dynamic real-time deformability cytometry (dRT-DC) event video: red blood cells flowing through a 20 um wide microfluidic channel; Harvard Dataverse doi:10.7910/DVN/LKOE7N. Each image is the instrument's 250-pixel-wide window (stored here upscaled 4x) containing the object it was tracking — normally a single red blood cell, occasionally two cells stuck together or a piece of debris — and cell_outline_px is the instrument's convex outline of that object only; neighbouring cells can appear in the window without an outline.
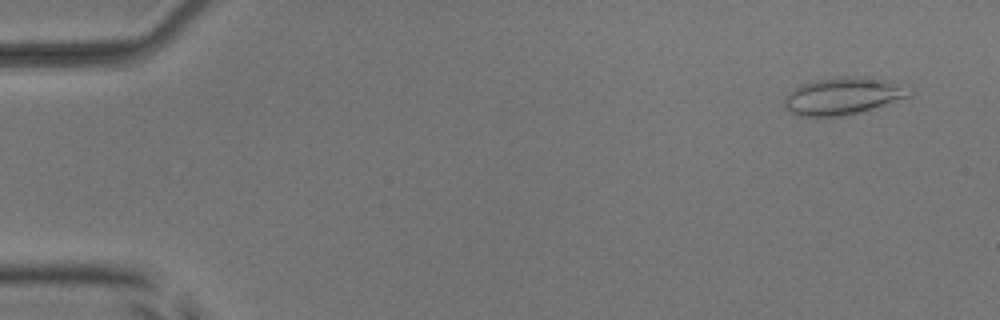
{"species": "common noctule bat (a hibernating species)", "species_latin": "Nyctalus noctula", "temperature_condition": "room temperature", "stored_images_in_passage": 53, "camera_frame_rate_fps": 3000, "um_per_image_px": 0.085, "animal": {"sex": "male", "body_mass_g": 17.9, "forearm_length_mm": 54.2}, "frame": {"image": 1, "passage_image": 3, "time_ms": 0.667, "image_size_px": [1000, 320], "cell_outline_px": [[916, 92], [912, 96], [860, 112], [840, 116], [796, 116], [788, 112], [784, 104], [784, 100], [788, 92], [800, 84], [816, 80], [844, 76], [864, 76], [892, 80], [908, 84]], "centroid_in_image_um": [71.75, 8.14], "position_along_channel_um": 13.3, "area_um2": 27.86}}
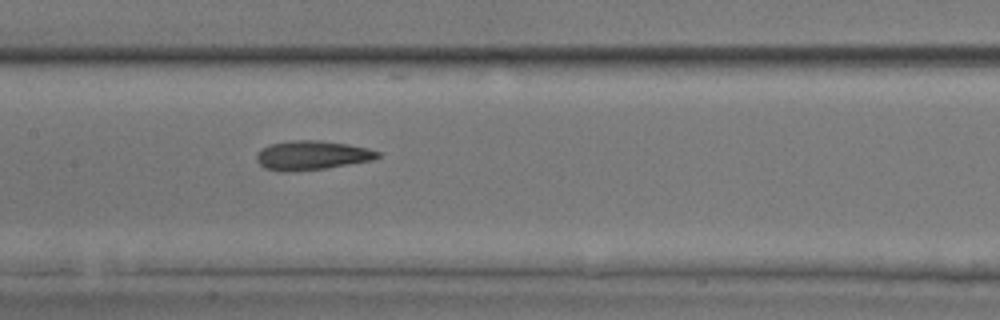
{"frame": {"image": 2, "passage_image": 26, "time_ms": 8.333, "image_size_px": [1000, 320], "cell_outline_px": [[380, 156], [372, 160], [324, 168], [288, 172], [280, 172], [264, 168], [256, 160], [256, 152], [260, 148], [268, 144], [292, 140], [316, 140], [348, 144], [368, 148], [380, 152]], "centroid_in_image_um": [26.44, 13.19], "position_along_channel_um": 181.0, "area_um2": 20.69}}
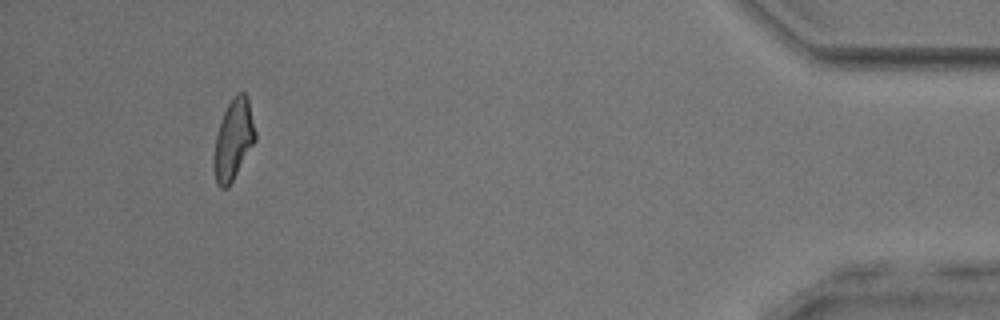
{"frame": {"image": 3, "passage_image": 49, "time_ms": 16.0, "image_size_px": [1000, 320], "cell_outline_px": [[256, 140], [228, 188], [220, 188], [216, 184], [212, 168], [212, 164], [216, 132], [220, 120], [232, 96], [236, 92], [244, 92], [248, 96], [256, 132]], "centroid_in_image_um": [19.82, 11.87], "position_along_channel_um": 415.4, "area_um2": 19.88}, "authors_computed_cell_mechanics": {"area_um2": 20.4612, "velocity_mm_per_s": 3.9084, "shape_relaxation_time_tau1_ms": null, "shape_relaxation_time_tau2_ms": 2.8116, "deformation_change_tau1": null, "deformation_change_tau2": 0.1186}}